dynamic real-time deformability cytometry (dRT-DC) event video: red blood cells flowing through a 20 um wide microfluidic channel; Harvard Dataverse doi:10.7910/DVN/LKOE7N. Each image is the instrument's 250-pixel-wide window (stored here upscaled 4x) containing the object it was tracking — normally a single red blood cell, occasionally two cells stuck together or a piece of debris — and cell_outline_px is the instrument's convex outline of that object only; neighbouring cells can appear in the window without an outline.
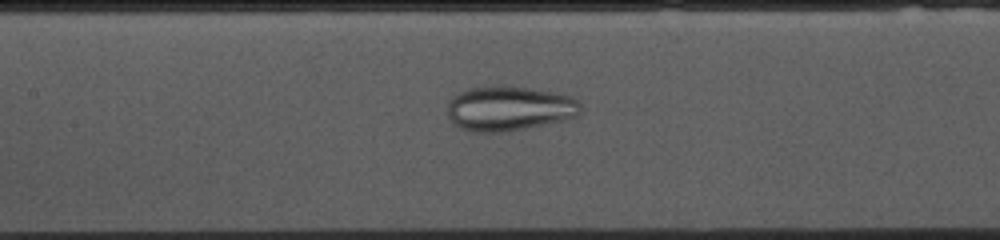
{"species": "common noctule bat (a hibernating species)", "species_latin": "Nyctalus noctula", "temperature_condition": "cold", "stored_images_in_passage": 54, "camera_frame_rate_fps": 3000, "um_per_image_px": 0.085, "animal": {"sex": "female", "body_mass_g": 10.0, "forearm_length_mm": 53.1}, "frame": {"image": 1, "passage_image": 23, "time_ms": 7.333, "image_size_px": [1000, 240], "cell_outline_px": [[580, 112], [576, 116], [560, 120], [504, 132], [480, 132], [460, 128], [448, 116], [448, 100], [452, 96], [468, 88], [528, 88], [560, 92], [572, 96], [580, 104]], "centroid_in_image_um": [43.28, 9.22], "position_along_channel_um": 164.1, "area_um2": 33.81}}
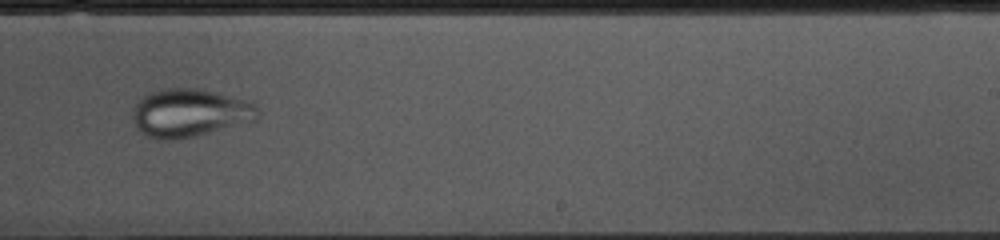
{"frame": {"image": 2, "passage_image": 32, "time_ms": 10.333, "image_size_px": [1000, 240], "cell_outline_px": [[260, 112], [256, 120], [192, 136], [172, 140], [160, 140], [144, 136], [136, 128], [132, 116], [132, 108], [144, 96], [152, 92], [168, 88], [196, 88], [248, 100], [256, 104], [260, 108]], "centroid_in_image_um": [16.12, 9.6], "position_along_channel_um": 272.9, "area_um2": 34.97}}
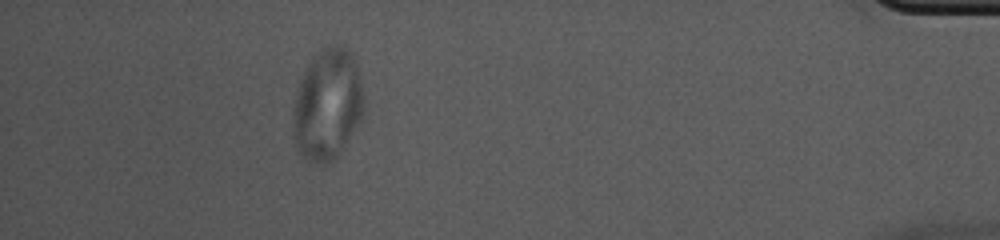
{"frame": {"image": 3, "passage_image": 48, "time_ms": 15.667, "image_size_px": [1000, 240], "cell_outline_px": [[364, 116], [336, 160], [328, 164], [316, 164], [304, 160], [300, 156], [296, 148], [292, 136], [292, 108], [296, 92], [300, 80], [312, 56], [320, 48], [332, 44], [340, 44], [348, 48], [352, 52], [356, 60], [360, 76], [364, 96]], "centroid_in_image_um": [27.83, 8.91], "position_along_channel_um": 407.4, "area_um2": 47.63}}